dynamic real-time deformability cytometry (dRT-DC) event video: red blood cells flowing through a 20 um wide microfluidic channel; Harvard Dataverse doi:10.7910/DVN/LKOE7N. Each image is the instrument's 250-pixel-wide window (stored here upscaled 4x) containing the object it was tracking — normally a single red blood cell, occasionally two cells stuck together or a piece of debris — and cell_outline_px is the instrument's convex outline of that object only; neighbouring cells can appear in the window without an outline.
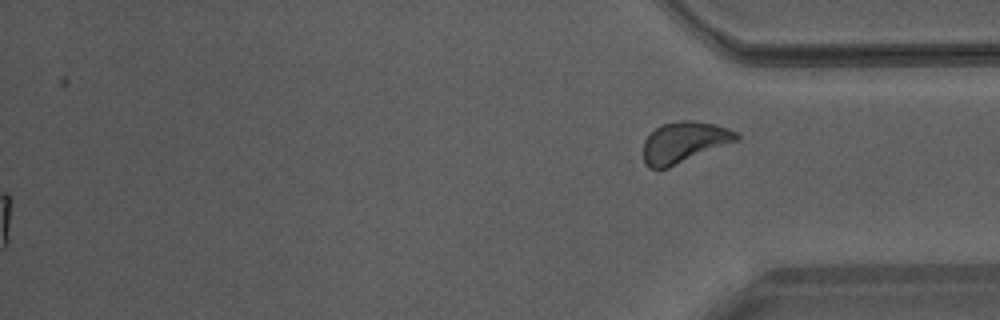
{"species": "Egyptian fruit bat (a non-hibernating species)", "species_latin": "Rousettus aegyptiacus", "temperature_condition": "warm", "stored_images_in_passage": 53, "segment_of_instrument_passage": [2, 2], "camera_frame_rate_fps": 3000, "um_per_image_px": 0.085, "animal": {"sex": "male"}, "frame": {"image": 1, "passage_image": 53, "time_ms": 17.333, "image_size_px": [1000, 320], "cell_outline_px": [[740, 140], [668, 168], [648, 168], [644, 164], [644, 140], [656, 128], [664, 124], [680, 120], [692, 120], [716, 124], [728, 128], [736, 132], [740, 136]], "centroid_in_image_um": [58.18, 12.09], "position_along_channel_um": 377.0, "area_um2": 22.31}}